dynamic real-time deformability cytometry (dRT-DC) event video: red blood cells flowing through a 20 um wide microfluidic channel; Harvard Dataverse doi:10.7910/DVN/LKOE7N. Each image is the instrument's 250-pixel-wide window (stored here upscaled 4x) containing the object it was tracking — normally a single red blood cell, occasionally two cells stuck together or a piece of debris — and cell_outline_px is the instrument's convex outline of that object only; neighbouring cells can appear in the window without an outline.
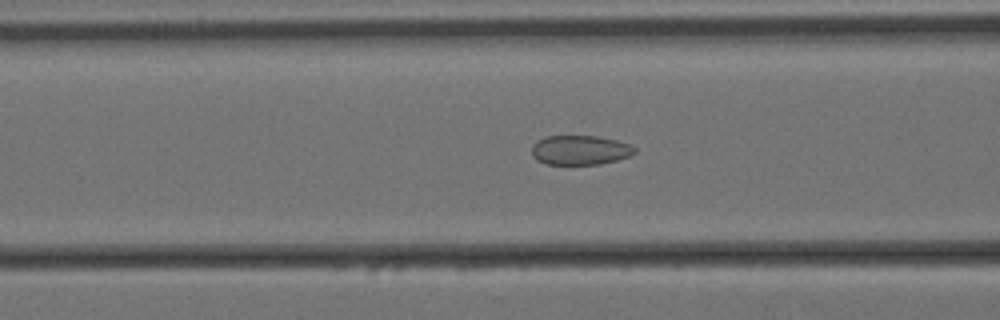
{"species": "Egyptian fruit bat (a non-hibernating species)", "species_latin": "Rousettus aegyptiacus", "temperature_condition": "cold", "stored_images_in_passage": 57, "camera_frame_rate_fps": 3000, "um_per_image_px": 0.085, "animal": {"sex": "female"}, "frame": {"image": 1, "passage_image": 21, "time_ms": 6.667, "image_size_px": [1000, 320], "cell_outline_px": [[636, 152], [632, 156], [600, 164], [544, 164], [536, 160], [532, 156], [532, 144], [536, 140], [548, 136], [596, 136], [616, 140], [628, 144], [636, 148]], "centroid_in_image_um": [49.29, 12.76], "position_along_channel_um": 117.3, "area_um2": 17.8}}
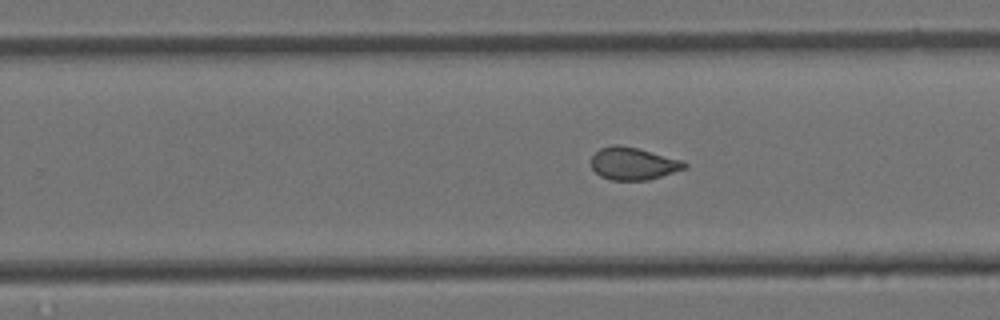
{"frame": {"image": 2, "passage_image": 35, "time_ms": 11.333, "image_size_px": [1000, 320], "cell_outline_px": [[688, 164], [684, 168], [648, 180], [612, 180], [600, 176], [592, 168], [592, 156], [600, 148], [612, 144], [616, 144], [636, 148], [684, 160]], "centroid_in_image_um": [53.81, 13.9], "position_along_channel_um": 276.0, "area_um2": 17.46}}
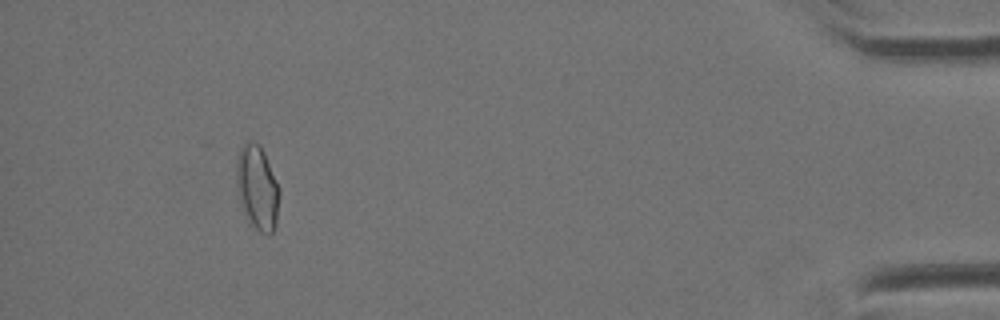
{"frame": {"image": 3, "passage_image": 53, "time_ms": 17.333, "image_size_px": [1000, 320], "cell_outline_px": [[280, 192], [276, 224], [272, 232], [268, 236], [260, 232], [248, 224], [244, 216], [236, 192], [236, 160], [240, 148], [248, 140], [252, 140], [260, 144], [280, 188]], "centroid_in_image_um": [21.84, 15.98], "position_along_channel_um": 413.4, "area_um2": 21.79}, "authors_computed_cell_mechanics": {"area_um2": 18.5538, "velocity_mm_per_s": 3.4024, "shape_relaxation_time_tau1_ms": null, "shape_relaxation_time_tau2_ms": 1.2548, "deformation_change_tau1": null, "deformation_change_tau2": 0.0652}}